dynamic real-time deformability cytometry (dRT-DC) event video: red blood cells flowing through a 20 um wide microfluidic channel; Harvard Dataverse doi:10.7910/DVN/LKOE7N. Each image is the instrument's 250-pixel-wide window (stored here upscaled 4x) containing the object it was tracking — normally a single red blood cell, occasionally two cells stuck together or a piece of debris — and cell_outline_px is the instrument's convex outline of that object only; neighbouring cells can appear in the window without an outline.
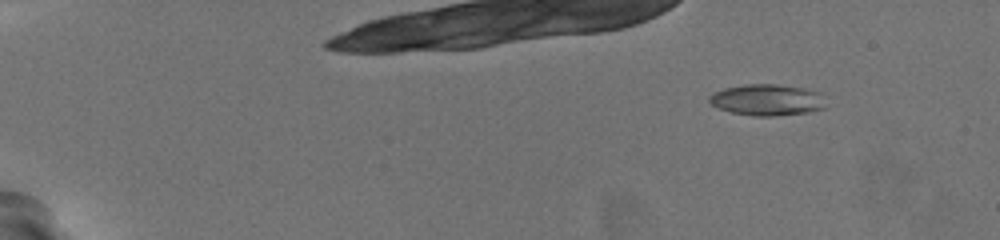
{"species": "common noctule bat (a hibernating species)", "species_latin": "Nyctalus noctula", "temperature_condition": "warm", "stored_images_in_passage": 52, "camera_frame_rate_fps": 3000, "um_per_image_px": 0.085, "animal": {"sex": "female", "body_mass_g": 19.5, "forearm_length_mm": 54.1}, "frame": {"image": 1, "passage_image": 1, "time_ms": 0.0, "image_size_px": [1000, 240], "cell_outline_px": [[824, 108], [808, 112], [772, 116], [752, 116], [732, 112], [720, 108], [712, 104], [708, 100], [708, 96], [712, 92], [724, 88], [744, 84], [776, 84], [804, 88], [820, 92]], "centroid_in_image_um": [65.16, 8.48], "position_along_channel_um": 19.8, "area_um2": 21.15}}
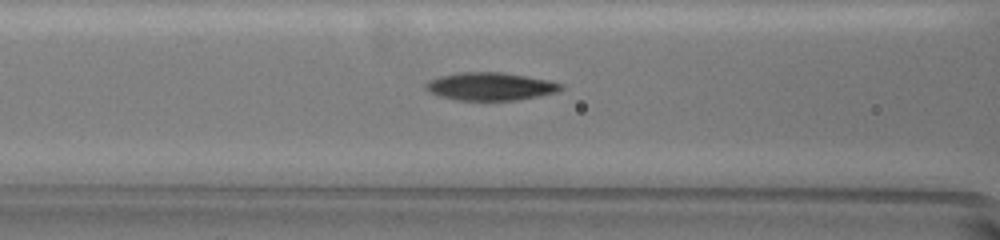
{"frame": {"image": 2, "passage_image": 22, "time_ms": 7.0, "image_size_px": [1000, 240], "cell_outline_px": [[564, 88], [556, 92], [516, 100], [456, 100], [440, 96], [428, 92], [424, 88], [424, 84], [428, 80], [440, 76], [460, 72], [500, 72], [548, 80], [564, 84]], "centroid_in_image_um": [41.63, 7.34], "position_along_channel_um": 125.0, "area_um2": 21.91}}
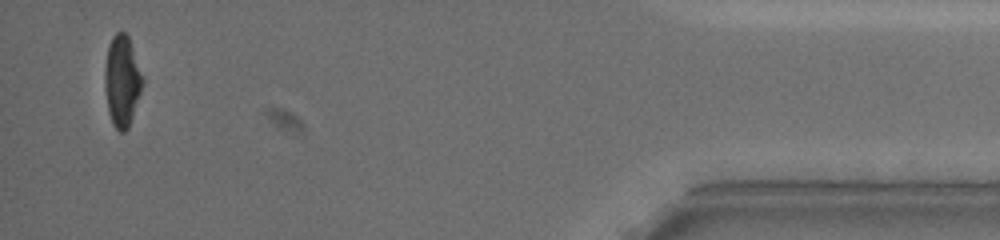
{"frame": {"image": 3, "passage_image": 51, "time_ms": 16.667, "image_size_px": [1000, 240], "cell_outline_px": [[144, 84], [128, 128], [124, 132], [120, 132], [112, 124], [108, 112], [104, 88], [104, 68], [108, 48], [112, 36], [116, 32], [124, 32], [128, 36], [144, 76]], "centroid_in_image_um": [10.38, 6.89], "position_along_channel_um": 424.8, "area_um2": 20.35}, "authors_computed_cell_mechanics": {"area_um2": 21.1837, "velocity_mm_per_s": 3.7547, "shape_relaxation_time_tau1_ms": 3.5476, "shape_relaxation_time_tau2_ms": 2.9521, "deformation_change_tau1": 0.1851, "deformation_change_tau2": 0.1134}}